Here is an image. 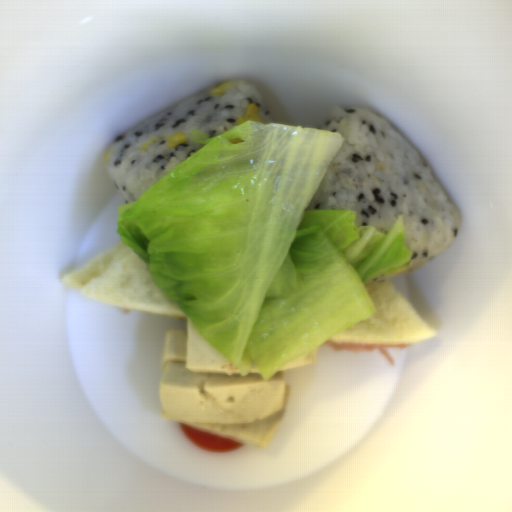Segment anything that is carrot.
Here are the masks:
<instances>
[{
  "mask_svg": "<svg viewBox=\"0 0 512 512\" xmlns=\"http://www.w3.org/2000/svg\"><path fill=\"white\" fill-rule=\"evenodd\" d=\"M185 437L197 447L206 451L230 452L237 451L245 444L231 442L180 421Z\"/></svg>",
  "mask_w": 512,
  "mask_h": 512,
  "instance_id": "1",
  "label": "carrot"
}]
</instances>
